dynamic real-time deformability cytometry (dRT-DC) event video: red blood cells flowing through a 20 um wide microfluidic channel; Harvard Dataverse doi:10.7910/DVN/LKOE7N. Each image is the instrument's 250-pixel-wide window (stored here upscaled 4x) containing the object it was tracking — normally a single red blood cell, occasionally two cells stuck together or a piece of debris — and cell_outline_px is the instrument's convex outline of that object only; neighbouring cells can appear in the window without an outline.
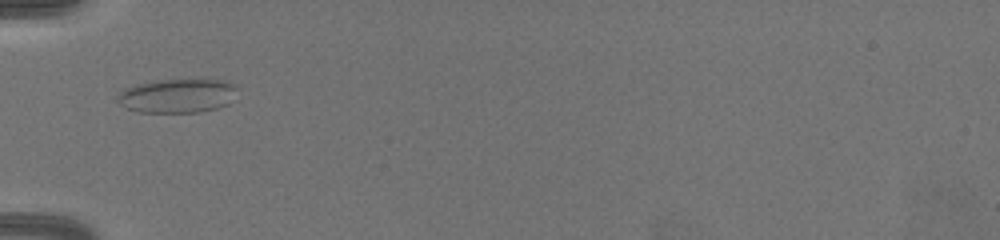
{"species": "common noctule bat (a hibernating species)", "species_latin": "Nyctalus noctula", "temperature_condition": "warm", "stored_images_in_passage": 42, "camera_frame_rate_fps": 3000, "um_per_image_px": 0.085, "animal": {"sex": "female", "body_mass_g": 19.5, "forearm_length_mm": 54.1}, "frame": {"image": 1, "passage_image": 1, "time_ms": 0.0, "image_size_px": [1000, 240], "cell_outline_px": [[236, 100], [228, 104], [216, 108], [200, 112], [136, 112], [124, 108], [116, 100], [116, 96], [124, 88], [136, 84], [152, 80], [228, 80], [236, 88]], "centroid_in_image_um": [15.06, 8.14], "position_along_channel_um": 69.9, "area_um2": 24.1}}
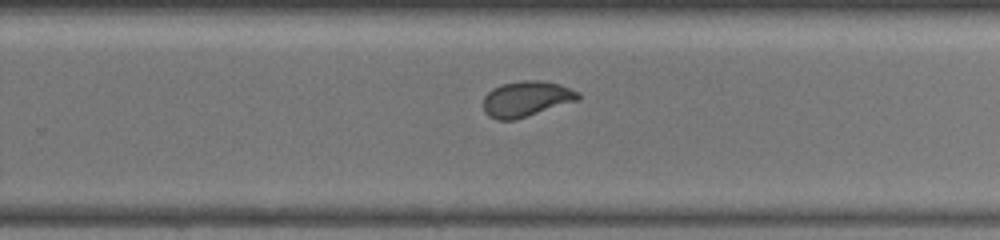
{"frame": {"image": 2, "passage_image": 21, "time_ms": 6.667, "image_size_px": [1000, 240], "cell_outline_px": [[580, 100], [516, 120], [496, 120], [488, 116], [484, 112], [484, 96], [492, 88], [504, 84], [520, 80], [540, 80], [560, 84], [580, 92]], "centroid_in_image_um": [44.76, 8.41], "position_along_channel_um": 285.0, "area_um2": 19.94}}
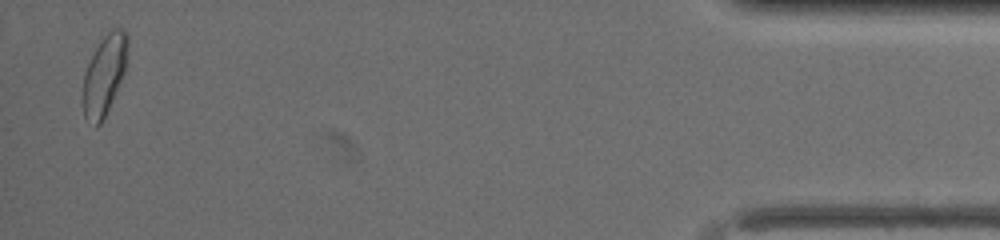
{"frame": {"image": 3, "passage_image": 41, "time_ms": 13.333, "image_size_px": [1000, 240], "cell_outline_px": [[128, 60], [124, 72], [112, 100], [100, 124], [96, 128], [84, 116], [80, 104], [80, 100], [84, 72], [100, 40], [112, 28], [124, 28], [128, 32]], "centroid_in_image_um": [8.85, 6.36], "position_along_channel_um": 426.4, "area_um2": 21.27}, "authors_computed_cell_mechanics": {"area_um2": 19.941, "velocity_mm_per_s": 3.2583, "shape_relaxation_time_tau1_ms": 4.606, "shape_relaxation_time_tau2_ms": 0.5782, "deformation_change_tau1": 0.1337, "deformation_change_tau2": 0.058}}